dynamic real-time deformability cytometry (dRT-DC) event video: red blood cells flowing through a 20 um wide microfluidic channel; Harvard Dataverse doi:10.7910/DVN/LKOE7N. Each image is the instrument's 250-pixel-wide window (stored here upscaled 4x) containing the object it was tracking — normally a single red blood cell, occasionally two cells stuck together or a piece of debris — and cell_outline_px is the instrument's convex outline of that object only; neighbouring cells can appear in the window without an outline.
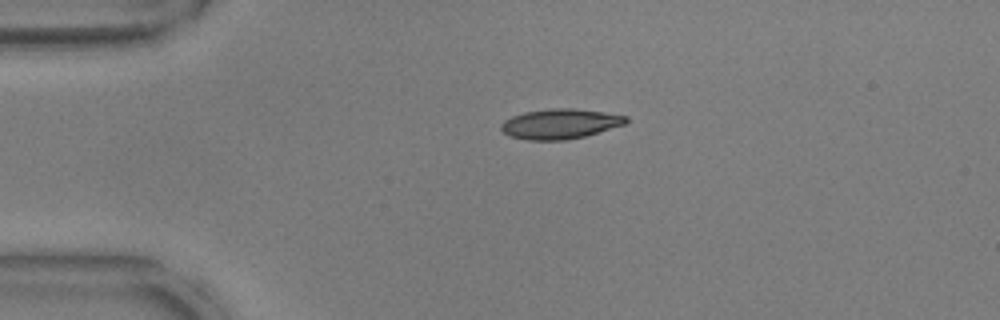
{"species": "common noctule bat (a hibernating species)", "species_latin": "Nyctalus noctula", "temperature_condition": "warm", "stored_images_in_passage": 11, "camera_frame_rate_fps": 3000, "um_per_image_px": 0.085, "animal": {"sex": "male", "body_mass_g": 17.9, "forearm_length_mm": 54.2}, "frame": {"image": 1, "passage_image": 7, "time_ms": 2.0, "image_size_px": [1000, 320], "cell_outline_px": [[616, 120], [612, 124], [592, 132], [576, 136], [520, 136], [540, 112], [588, 112], [608, 116]], "centroid_in_image_um": [48.16, 10.54], "position_along_channel_um": 36.8, "area_um2": 12.48}}